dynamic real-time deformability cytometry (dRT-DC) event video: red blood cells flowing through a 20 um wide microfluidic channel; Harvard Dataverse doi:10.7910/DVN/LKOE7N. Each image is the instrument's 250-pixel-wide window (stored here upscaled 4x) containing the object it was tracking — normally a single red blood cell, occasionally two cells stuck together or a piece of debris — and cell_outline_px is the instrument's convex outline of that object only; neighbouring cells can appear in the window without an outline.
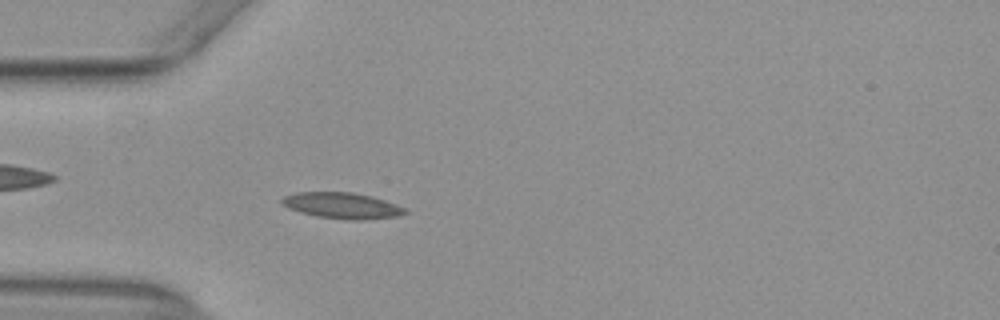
{"species": "common noctule bat (a hibernating species)", "species_latin": "Nyctalus noctula", "temperature_condition": "warm", "stored_images_in_passage": 43, "camera_frame_rate_fps": 3000, "um_per_image_px": 0.085, "animal": {"sex": "female", "body_mass_g": 29.2, "forearm_length_mm": 56.3}, "frame": {"image": 1, "passage_image": 6, "time_ms": 1.667, "image_size_px": [1000, 320], "cell_outline_px": [[408, 212], [400, 216], [368, 220], [348, 220], [316, 216], [300, 212], [288, 208], [280, 200], [284, 196], [296, 192], [352, 192], [372, 196], [396, 204], [404, 208]], "centroid_in_image_um": [29.1, 17.48], "position_along_channel_um": 55.9, "area_um2": 18.79}}
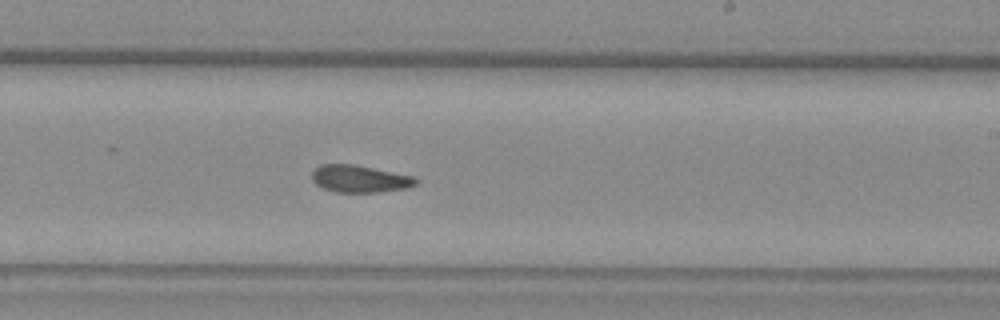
{"frame": {"image": 2, "passage_image": 22, "time_ms": 7.0, "image_size_px": [1000, 320], "cell_outline_px": [[420, 180], [416, 184], [408, 188], [380, 192], [336, 192], [324, 188], [316, 184], [312, 180], [312, 172], [320, 164], [352, 164], [416, 176]], "centroid_in_image_um": [30.62, 15.2], "position_along_channel_um": 258.4, "area_um2": 16.59}}
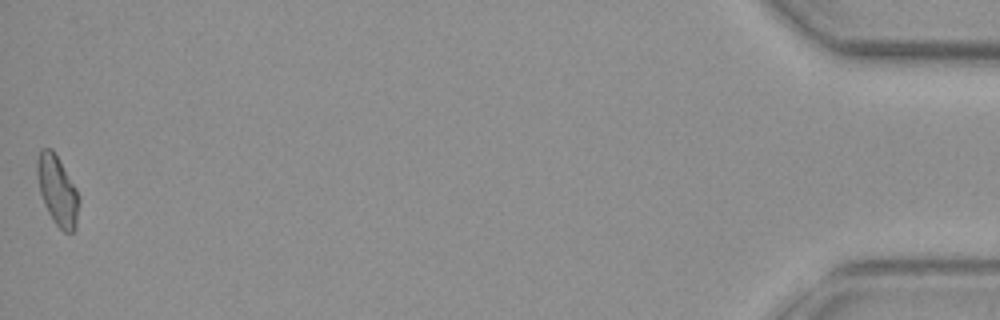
{"frame": {"image": 3, "passage_image": 43, "time_ms": 14.0, "image_size_px": [1000, 320], "cell_outline_px": [[80, 200], [76, 228], [72, 232], [64, 232], [52, 220], [44, 204], [40, 192], [36, 176], [36, 160], [40, 148], [52, 148], [76, 188]], "centroid_in_image_um": [4.87, 16.19], "position_along_channel_um": 430.3, "area_um2": 17.11}, "authors_computed_cell_mechanics": {"area_um2": 17.051, "velocity_mm_per_s": 3.906, "shape_relaxation_time_tau1_ms": null, "shape_relaxation_time_tau2_ms": 3.5738, "deformation_change_tau1": null, "deformation_change_tau2": 0.0994}}